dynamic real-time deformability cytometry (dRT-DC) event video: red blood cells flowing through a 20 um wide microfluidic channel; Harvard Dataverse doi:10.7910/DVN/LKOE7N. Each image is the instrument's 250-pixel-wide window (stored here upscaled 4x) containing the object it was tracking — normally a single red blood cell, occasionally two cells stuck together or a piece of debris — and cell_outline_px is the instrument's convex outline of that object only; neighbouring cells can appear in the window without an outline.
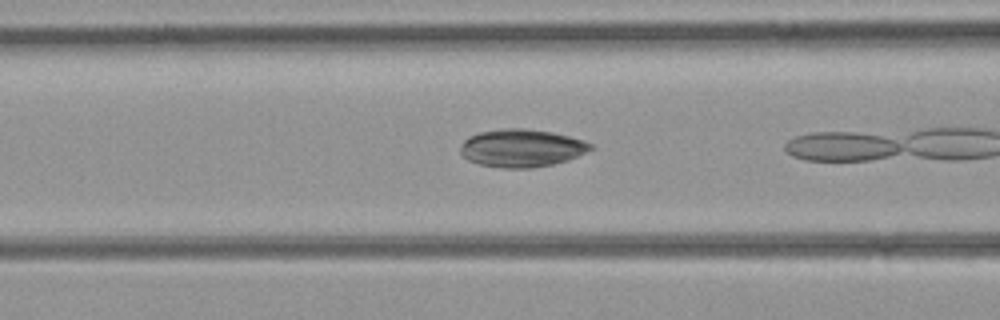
{"species": "common noctule bat (a hibernating species)", "species_latin": "Nyctalus noctula", "temperature_condition": "room temperature", "stored_images_in_passage": 7, "camera_frame_rate_fps": 3000, "um_per_image_px": 0.085, "animal": {"sex": "female", "body_mass_g": 21.9}, "frame": {"image": 1, "passage_image": 5, "time_ms": 1.333, "image_size_px": [1000, 320], "cell_outline_px": [[596, 148], [568, 160], [552, 164], [532, 168], [504, 168], [480, 164], [468, 160], [460, 152], [460, 148], [464, 140], [468, 136], [480, 132], [504, 128], [524, 128], [552, 132], [584, 140], [592, 144]], "centroid_in_image_um": [44.36, 12.58], "position_along_channel_um": 122.2, "area_um2": 28.73}}